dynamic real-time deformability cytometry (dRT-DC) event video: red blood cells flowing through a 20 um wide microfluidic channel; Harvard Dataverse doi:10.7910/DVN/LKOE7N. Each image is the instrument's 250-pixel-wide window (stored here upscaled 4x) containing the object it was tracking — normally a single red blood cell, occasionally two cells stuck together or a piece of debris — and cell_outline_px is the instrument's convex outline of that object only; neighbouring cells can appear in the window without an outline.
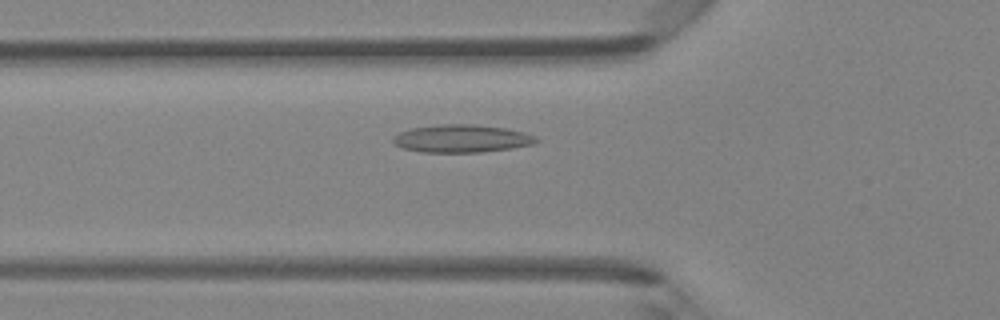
{"species": "Egyptian fruit bat (a non-hibernating species)", "species_latin": "Rousettus aegyptiacus", "temperature_condition": "room temperature", "stored_images_in_passage": 47, "camera_frame_rate_fps": 3000, "um_per_image_px": 0.085, "animal": {"sex": "female"}, "frame": {"image": 1, "passage_image": 16, "time_ms": 5.0, "image_size_px": [1000, 320], "cell_outline_px": [[540, 140], [536, 144], [512, 148], [480, 152], [420, 152], [400, 148], [392, 140], [400, 132], [412, 128], [440, 124], [476, 124], [504, 128], [524, 132], [536, 136]], "centroid_in_image_um": [39.28, 11.78], "position_along_channel_um": 86.5, "area_um2": 23.24}}
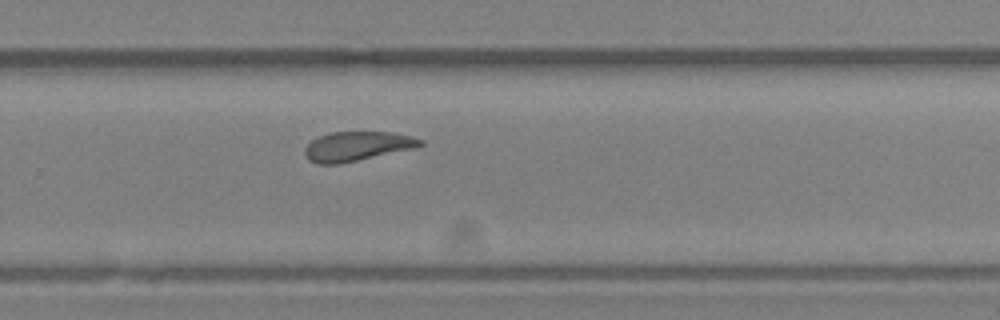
{"frame": {"image": 2, "passage_image": 31, "time_ms": 10.0, "image_size_px": [1000, 320], "cell_outline_px": [[424, 144], [416, 148], [340, 164], [316, 164], [308, 160], [304, 156], [304, 148], [312, 140], [320, 136], [332, 132], [392, 132], [412, 136], [424, 140]], "centroid_in_image_um": [30.36, 12.44], "position_along_channel_um": 299.4, "area_um2": 20.0}}
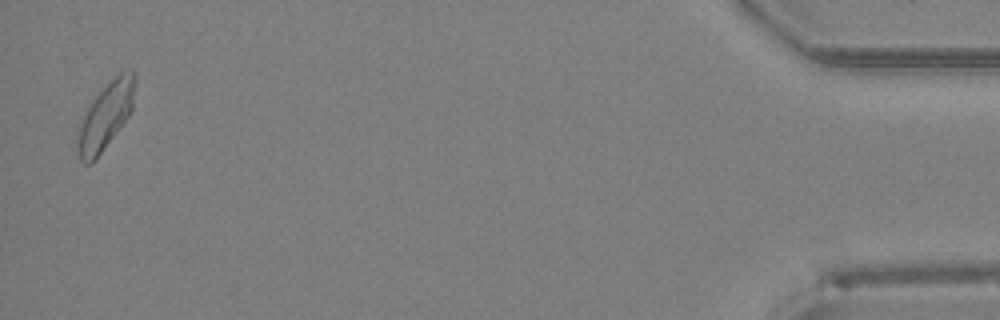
{"frame": {"image": 3, "passage_image": 46, "time_ms": 15.0, "image_size_px": [1000, 320], "cell_outline_px": [[136, 80], [132, 108], [128, 116], [92, 164], [84, 164], [80, 160], [76, 148], [76, 128], [88, 104], [120, 72], [132, 68], [136, 76]], "centroid_in_image_um": [8.93, 9.87], "position_along_channel_um": 426.3, "area_um2": 22.43}, "authors_computed_cell_mechanics": {"area_um2": 20.8658, "velocity_mm_per_s": 4.2714, "shape_relaxation_time_tau1_ms": 11.3593, "shape_relaxation_time_tau2_ms": 2.9875, "deformation_change_tau1": 0.2207, "deformation_change_tau2": 0.0905}}